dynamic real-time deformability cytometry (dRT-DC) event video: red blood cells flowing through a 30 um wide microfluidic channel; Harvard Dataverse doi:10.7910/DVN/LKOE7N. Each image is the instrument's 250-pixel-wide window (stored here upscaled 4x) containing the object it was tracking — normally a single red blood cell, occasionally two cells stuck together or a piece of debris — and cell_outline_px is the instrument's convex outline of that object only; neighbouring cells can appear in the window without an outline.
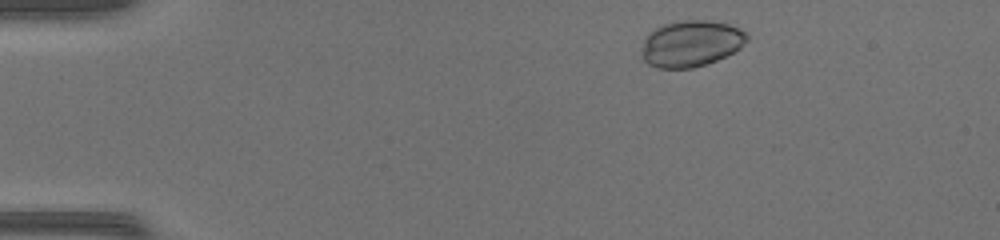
{"species": "common noctule bat (a hibernating species)", "species_latin": "Nyctalus noctula", "temperature_condition": "warm", "stored_images_in_passage": 44, "camera_frame_rate_fps": 3000, "um_per_image_px": 0.085, "animal": {"sex": "female", "body_mass_g": 17.0, "forearm_length_mm": 48.0}, "frame": {"image": 1, "passage_image": 3, "time_ms": 0.667, "image_size_px": [1000, 240], "cell_outline_px": [[748, 40], [740, 48], [716, 60], [692, 68], [656, 68], [648, 64], [644, 60], [644, 40], [648, 32], [664, 24], [680, 20], [708, 20], [728, 24], [748, 32]], "centroid_in_image_um": [58.76, 3.69], "position_along_channel_um": 26.2, "area_um2": 28.21}}
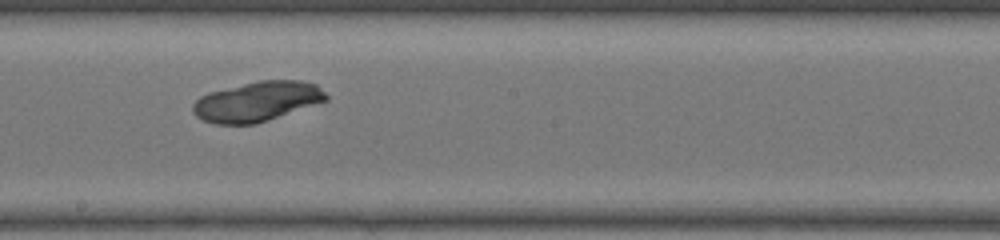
{"frame": {"image": 2, "passage_image": 23, "time_ms": 7.333, "image_size_px": [1000, 240], "cell_outline_px": [[328, 100], [256, 124], [216, 124], [204, 120], [196, 116], [192, 112], [192, 104], [200, 96], [208, 92], [260, 80], [300, 80], [316, 84], [328, 96]], "centroid_in_image_um": [21.84, 8.62], "position_along_channel_um": 226.4, "area_um2": 30.87}}
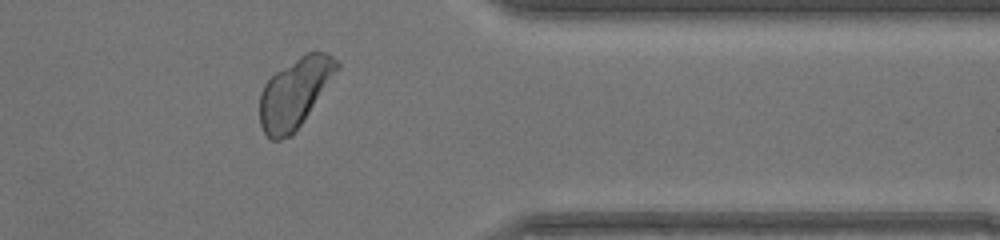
{"frame": {"image": 3, "passage_image": 35, "time_ms": 11.333, "image_size_px": [1000, 240], "cell_outline_px": [[340, 68], [292, 136], [280, 140], [272, 140], [264, 132], [260, 124], [260, 92], [264, 84], [276, 72], [300, 56], [308, 52], [328, 52], [340, 64]], "centroid_in_image_um": [25.05, 7.9], "position_along_channel_um": 386.3, "area_um2": 30.92}}